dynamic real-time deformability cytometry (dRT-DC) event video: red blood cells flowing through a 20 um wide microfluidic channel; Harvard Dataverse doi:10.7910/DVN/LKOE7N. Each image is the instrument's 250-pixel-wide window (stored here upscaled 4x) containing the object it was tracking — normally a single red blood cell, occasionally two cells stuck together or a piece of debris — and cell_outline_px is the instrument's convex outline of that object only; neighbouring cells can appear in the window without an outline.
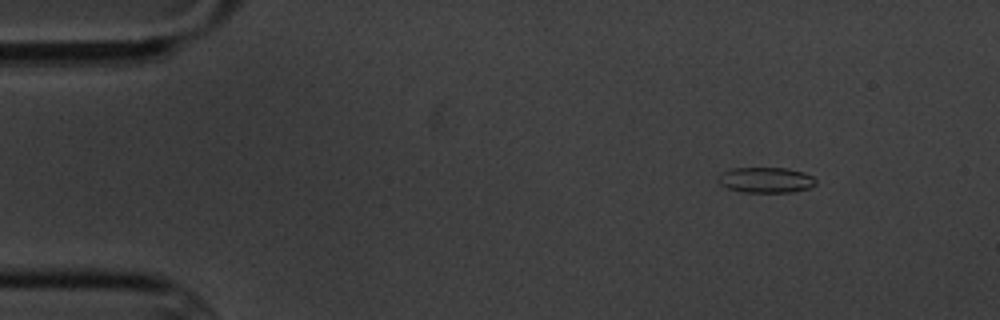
{"species": "common noctule bat (a hibernating species)", "species_latin": "Nyctalus noctula", "temperature_condition": "cold", "stored_images_in_passage": 4, "camera_frame_rate_fps": 3000, "um_per_image_px": 0.085, "animal": {"sex": "male", "body_mass_g": 20.1, "forearm_length_mm": 53.5}, "frame": {"image": 1, "passage_image": 1, "time_ms": 0.0, "image_size_px": [1000, 320], "cell_outline_px": [[816, 184], [808, 188], [796, 192], [740, 192], [728, 188], [720, 184], [716, 176], [720, 172], [732, 168], [788, 168], [804, 172], [812, 176], [816, 180]], "centroid_in_image_um": [65.08, 15.29], "position_along_channel_um": 19.9, "area_um2": 14.74}}
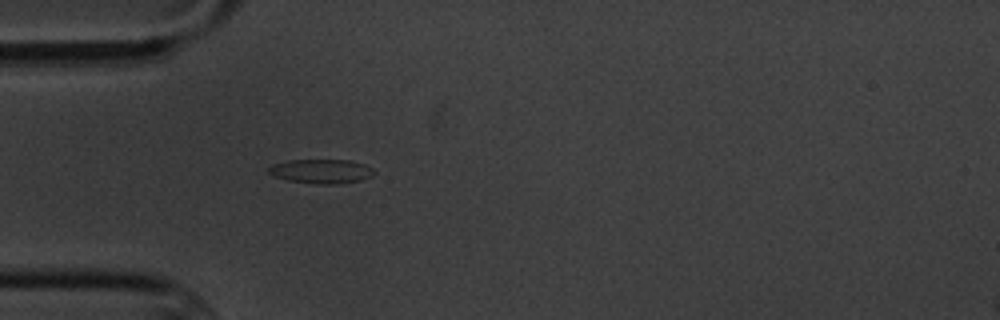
{"frame": {"image": 2, "passage_image": 4, "time_ms": 3.333, "image_size_px": [1000, 320], "cell_outline_px": [[376, 172], [372, 176], [360, 180], [336, 184], [316, 184], [288, 180], [272, 176], [268, 172], [268, 168], [272, 164], [288, 160], [352, 160], [364, 164], [372, 168]], "centroid_in_image_um": [27.3, 14.55], "position_along_channel_um": 57.7, "area_um2": 14.97}}